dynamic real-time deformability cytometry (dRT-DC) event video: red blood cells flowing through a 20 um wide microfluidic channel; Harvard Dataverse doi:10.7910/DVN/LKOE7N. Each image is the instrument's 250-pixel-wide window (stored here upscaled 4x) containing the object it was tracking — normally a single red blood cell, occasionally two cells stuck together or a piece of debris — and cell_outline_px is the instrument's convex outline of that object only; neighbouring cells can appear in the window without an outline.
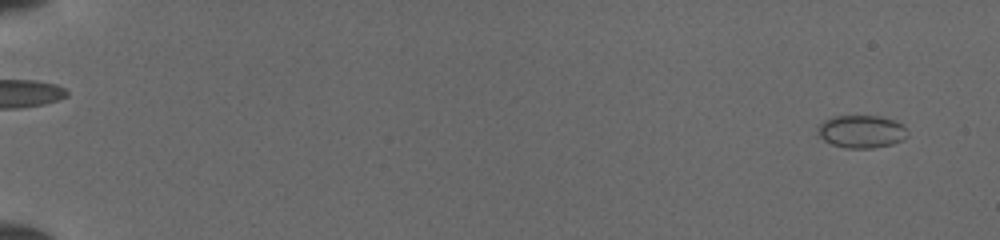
{"species": "common noctule bat (a hibernating species)", "species_latin": "Nyctalus noctula", "temperature_condition": "cold", "stored_images_in_passage": 50, "camera_frame_rate_fps": 3000, "um_per_image_px": 0.085, "animal": {"sex": "female", "body_mass_g": 19.5, "forearm_length_mm": 54.1}, "frame": {"image": 1, "passage_image": 3, "time_ms": 0.667, "image_size_px": [1000, 240], "cell_outline_px": [[908, 136], [892, 144], [872, 148], [844, 148], [832, 144], [824, 140], [816, 132], [820, 124], [824, 120], [832, 116], [880, 116], [896, 120], [908, 132]], "centroid_in_image_um": [73.2, 11.17], "position_along_channel_um": 11.8, "area_um2": 17.11}}
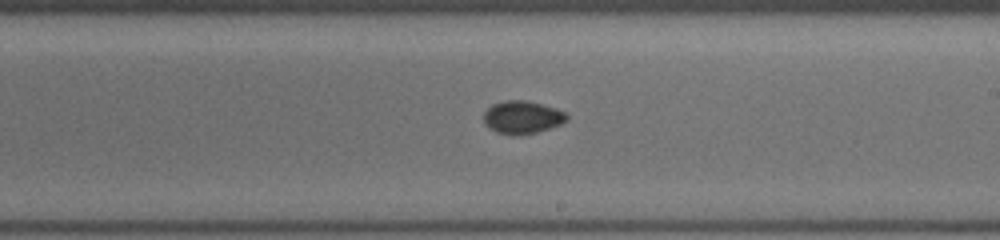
{"frame": {"image": 2, "passage_image": 32, "time_ms": 10.333, "image_size_px": [1000, 240], "cell_outline_px": [[568, 120], [560, 124], [536, 132], [512, 136], [496, 132], [488, 128], [484, 124], [484, 112], [492, 104], [504, 100], [524, 100], [556, 108], [564, 112], [568, 116]], "centroid_in_image_um": [44.35, 9.97], "position_along_channel_um": 244.6, "area_um2": 15.9}}
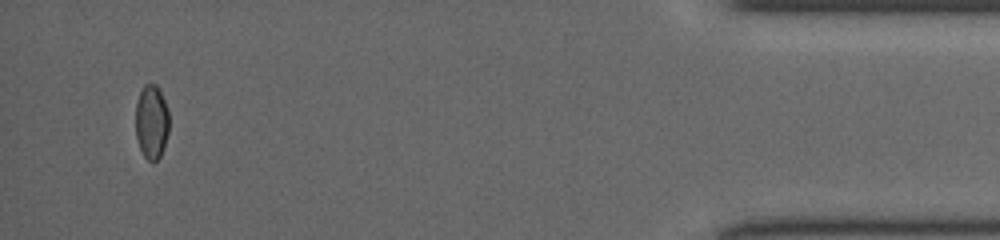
{"frame": {"image": 3, "passage_image": 49, "time_ms": 16.0, "image_size_px": [1000, 240], "cell_outline_px": [[168, 132], [164, 148], [160, 156], [152, 164], [144, 156], [140, 148], [136, 136], [136, 104], [140, 92], [144, 84], [156, 84], [168, 108]], "centroid_in_image_um": [12.88, 10.38], "position_along_channel_um": 422.3, "area_um2": 14.45}}